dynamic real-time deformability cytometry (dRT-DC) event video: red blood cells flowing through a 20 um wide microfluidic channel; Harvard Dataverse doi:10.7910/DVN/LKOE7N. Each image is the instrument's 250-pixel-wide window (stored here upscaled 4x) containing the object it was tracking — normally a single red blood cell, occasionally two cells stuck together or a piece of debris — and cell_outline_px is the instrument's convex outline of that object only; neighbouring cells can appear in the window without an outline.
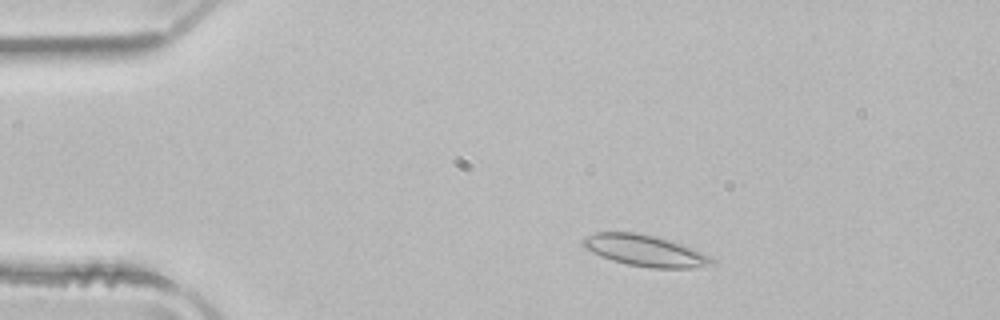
{"species": "common noctule bat (a hibernating species)", "species_latin": "Nyctalus noctula", "temperature_condition": "room temperature", "stored_images_in_passage": 47, "camera_frame_rate_fps": 3000, "um_per_image_px": 0.085, "animal": {"sex": "male", "body_mass_g": 21.5, "forearm_length_mm": 52.0}, "frame": {"image": 1, "passage_image": 5, "time_ms": 1.333, "image_size_px": [1000, 320], "cell_outline_px": [[716, 264], [692, 268], [652, 268], [628, 264], [612, 260], [592, 252], [584, 248], [580, 244], [580, 240], [584, 236], [596, 232], [636, 232], [656, 236], [680, 244], [712, 256], [716, 260]], "centroid_in_image_um": [54.81, 21.3], "position_along_channel_um": 30.2, "area_um2": 23.64}}
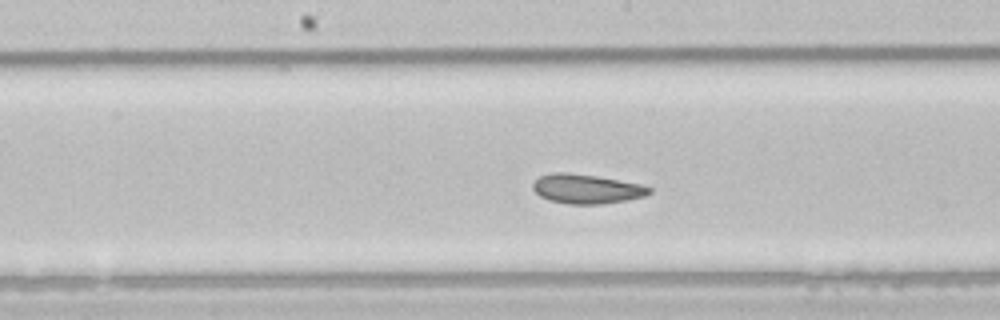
{"frame": {"image": 2, "passage_image": 22, "time_ms": 7.0, "image_size_px": [1000, 320], "cell_outline_px": [[652, 192], [644, 196], [624, 200], [600, 204], [568, 204], [548, 200], [540, 196], [532, 188], [532, 184], [540, 176], [552, 172], [568, 172], [596, 176], [640, 184], [652, 188]], "centroid_in_image_um": [49.82, 16.05], "position_along_channel_um": 198.4, "area_um2": 19.83}}
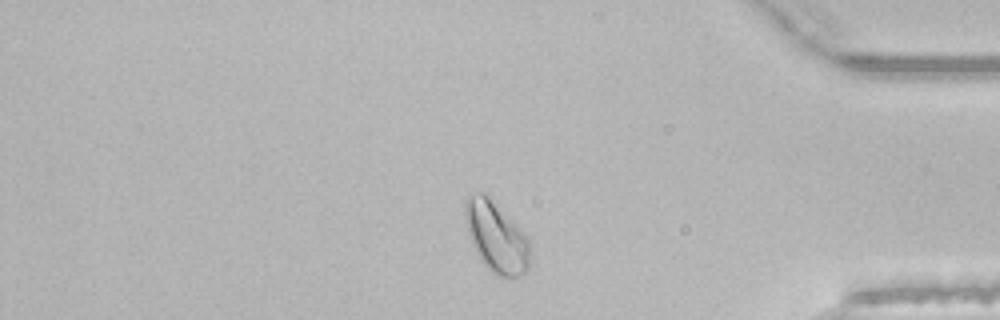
{"frame": {"image": 3, "passage_image": 39, "time_ms": 12.667, "image_size_px": [1000, 320], "cell_outline_px": [[528, 268], [520, 276], [508, 280], [492, 272], [480, 260], [472, 244], [468, 232], [464, 212], [464, 200], [480, 192], [488, 192], [524, 232], [528, 240]], "centroid_in_image_um": [42.17, 20.11], "position_along_channel_um": 393.0, "area_um2": 26.93}, "authors_computed_cell_mechanics": {"area_um2": 21.7906, "velocity_mm_per_s": 3.938, "shape_relaxation_time_tau1_ms": 3.2744, "shape_relaxation_time_tau2_ms": null, "deformation_change_tau1": 0.0706, "deformation_change_tau2": null}}